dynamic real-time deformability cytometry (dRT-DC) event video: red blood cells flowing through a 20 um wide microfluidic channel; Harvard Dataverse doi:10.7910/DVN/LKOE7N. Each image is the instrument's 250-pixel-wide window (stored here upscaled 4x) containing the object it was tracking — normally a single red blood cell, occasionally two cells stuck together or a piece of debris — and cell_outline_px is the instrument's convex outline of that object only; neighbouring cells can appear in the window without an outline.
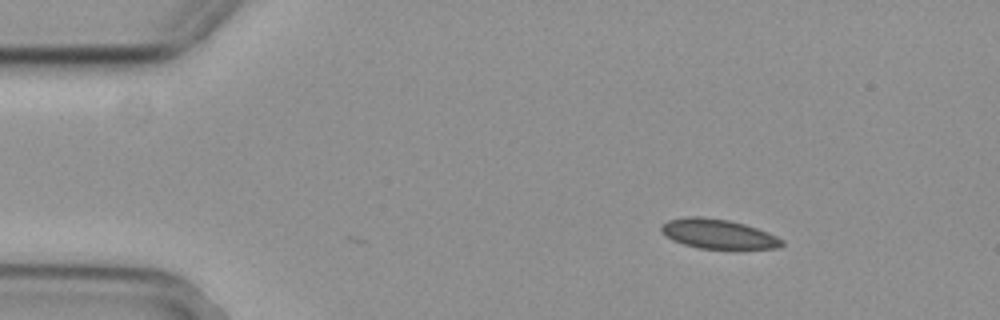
{"species": "common noctule bat (a hibernating species)", "species_latin": "Nyctalus noctula", "temperature_condition": "cold", "stored_images_in_passage": 37, "camera_frame_rate_fps": 3000, "um_per_image_px": 0.085, "animal": {"sex": "female", "body_mass_g": 29.2, "forearm_length_mm": 56.3}, "frame": {"image": 1, "passage_image": 1, "time_ms": 0.0, "image_size_px": [1000, 320], "cell_outline_px": [[784, 244], [780, 248], [700, 248], [684, 244], [672, 240], [660, 232], [660, 224], [668, 220], [684, 216], [700, 216], [728, 220], [744, 224], [768, 232], [784, 240]], "centroid_in_image_um": [61.0, 19.87], "position_along_channel_um": 24.0, "area_um2": 20.75}}
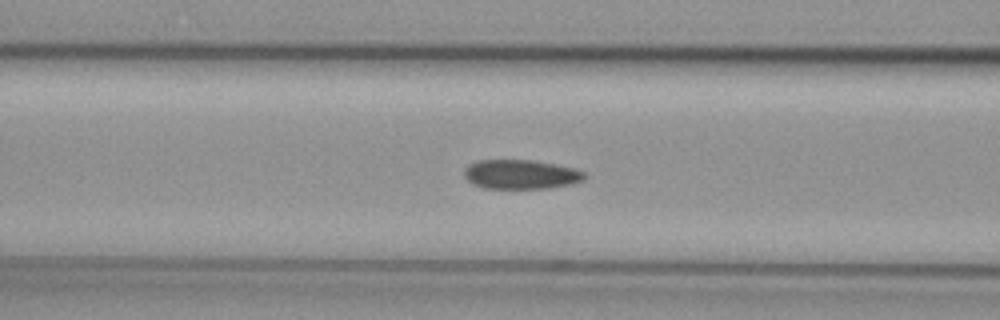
{"frame": {"image": 2, "passage_image": 15, "time_ms": 4.667, "image_size_px": [1000, 320], "cell_outline_px": [[588, 176], [584, 180], [568, 184], [548, 188], [484, 188], [472, 184], [464, 176], [464, 168], [468, 164], [476, 160], [532, 160], [556, 164], [576, 168], [584, 172]], "centroid_in_image_um": [44.26, 14.81], "position_along_channel_um": 122.3, "area_um2": 20.69}}
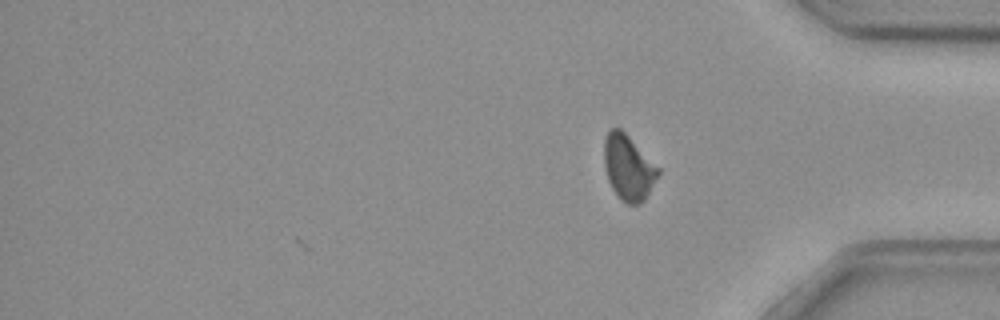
{"frame": {"image": 3, "passage_image": 37, "time_ms": 12.0, "image_size_px": [1000, 320], "cell_outline_px": [[660, 172], [644, 200], [640, 204], [628, 204], [612, 188], [608, 180], [604, 168], [604, 140], [608, 132], [612, 128], [620, 128], [660, 168]], "centroid_in_image_um": [53.4, 14.23], "position_along_channel_um": 381.8, "area_um2": 20.17}, "authors_computed_cell_mechanics": {"area_um2": 21.3282, "velocity_mm_per_s": 3.6943, "shape_relaxation_time_tau1_ms": null, "shape_relaxation_time_tau2_ms": 3.743, "deformation_change_tau1": null, "deformation_change_tau2": 0.0872}}